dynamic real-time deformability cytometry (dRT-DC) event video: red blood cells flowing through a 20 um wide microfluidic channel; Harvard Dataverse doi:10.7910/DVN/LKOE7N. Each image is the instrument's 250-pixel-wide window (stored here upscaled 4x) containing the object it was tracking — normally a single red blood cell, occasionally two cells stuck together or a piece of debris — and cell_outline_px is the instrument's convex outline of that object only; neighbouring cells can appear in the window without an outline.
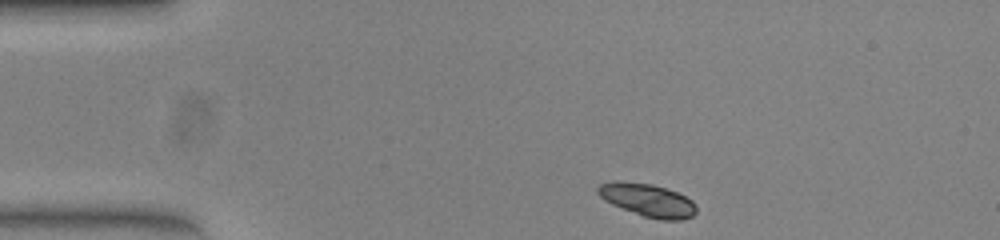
{"species": "common noctule bat (a hibernating species)", "species_latin": "Nyctalus noctula", "temperature_condition": "warm", "stored_images_in_passage": 44, "camera_frame_rate_fps": 3000, "um_per_image_px": 0.085, "animal": {"sex": "female", "body_mass_g": 23.0, "forearm_length_mm": 53.4}, "frame": {"image": 1, "passage_image": 1, "time_ms": 0.0, "image_size_px": [1000, 240], "cell_outline_px": [[696, 212], [692, 216], [680, 220], [660, 220], [644, 216], [612, 204], [604, 200], [596, 192], [596, 188], [600, 184], [612, 180], [616, 180], [652, 184], [676, 192], [692, 200], [696, 204]], "centroid_in_image_um": [55.02, 17.0], "position_along_channel_um": 30.0, "area_um2": 18.84}}
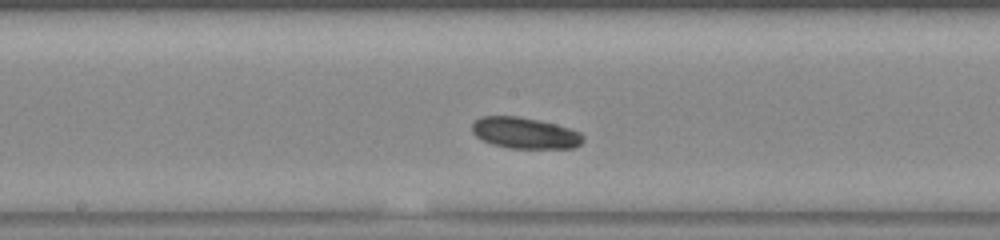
{"frame": {"image": 2, "passage_image": 19, "time_ms": 6.0, "image_size_px": [1000, 240], "cell_outline_px": [[584, 140], [580, 144], [572, 148], [508, 148], [492, 144], [480, 140], [472, 132], [472, 124], [480, 116], [516, 116], [556, 124], [580, 132], [584, 136]], "centroid_in_image_um": [44.59, 11.31], "position_along_channel_um": 203.6, "area_um2": 20.17}}
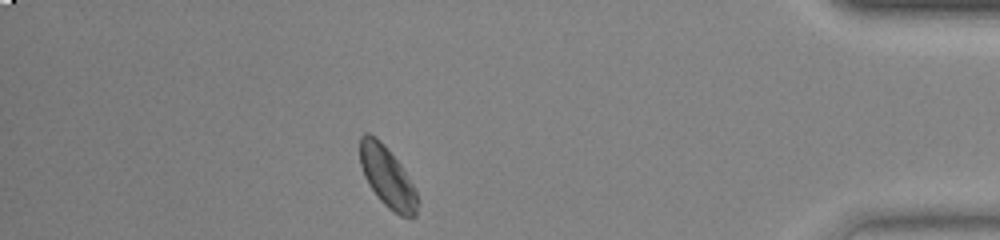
{"frame": {"image": 3, "passage_image": 38, "time_ms": 12.333, "image_size_px": [1000, 240], "cell_outline_px": [[420, 200], [416, 216], [400, 216], [388, 208], [380, 200], [368, 184], [364, 176], [360, 164], [360, 136], [364, 132], [368, 132], [380, 140], [384, 144], [400, 164], [412, 184]], "centroid_in_image_um": [32.92, 15.05], "position_along_channel_um": 402.3, "area_um2": 20.35}, "authors_computed_cell_mechanics": {"area_um2": 20.1144, "velocity_mm_per_s": 3.8401, "shape_relaxation_time_tau1_ms": 3.0962, "shape_relaxation_time_tau2_ms": null, "deformation_change_tau1": 0.0623, "deformation_change_tau2": null}}